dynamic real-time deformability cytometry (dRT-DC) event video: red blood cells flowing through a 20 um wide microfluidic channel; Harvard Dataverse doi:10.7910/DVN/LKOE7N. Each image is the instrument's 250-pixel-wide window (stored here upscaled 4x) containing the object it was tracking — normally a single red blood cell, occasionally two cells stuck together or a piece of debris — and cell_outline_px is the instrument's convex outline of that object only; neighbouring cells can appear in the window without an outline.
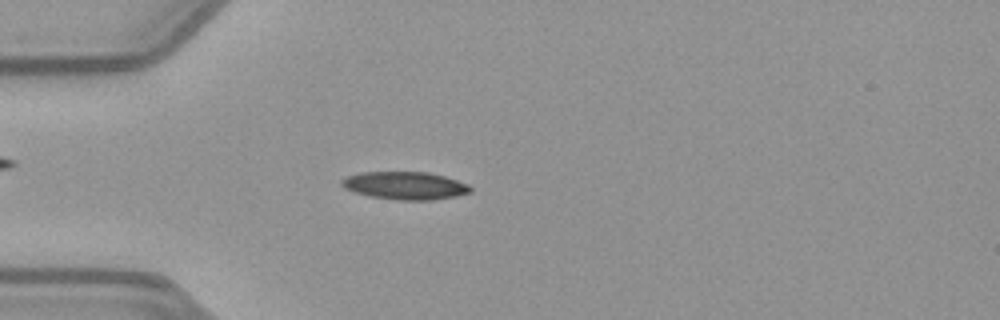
{"species": "common noctule bat (a hibernating species)", "species_latin": "Nyctalus noctula", "temperature_condition": "warm", "stored_images_in_passage": 52, "camera_frame_rate_fps": 3000, "um_per_image_px": 0.085, "animal": {"sex": "female", "body_mass_g": 21.9}, "frame": {"image": 1, "passage_image": 15, "time_ms": 4.667, "image_size_px": [1000, 320], "cell_outline_px": [[472, 192], [456, 196], [432, 200], [400, 200], [372, 196], [356, 192], [344, 188], [340, 184], [340, 180], [344, 176], [360, 172], [428, 172], [444, 176], [468, 184], [472, 188]], "centroid_in_image_um": [34.42, 15.76], "position_along_channel_um": 50.6, "area_um2": 20.87}}
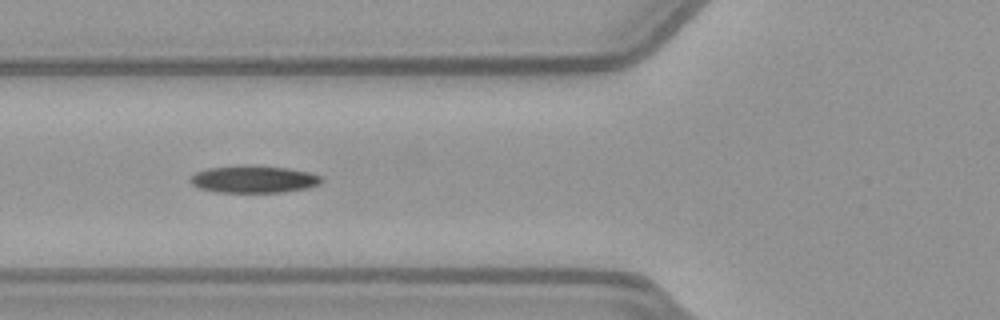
{"frame": {"image": 2, "passage_image": 20, "time_ms": 6.333, "image_size_px": [1000, 320], "cell_outline_px": [[324, 180], [320, 184], [304, 188], [284, 192], [216, 192], [200, 188], [192, 184], [188, 180], [196, 172], [208, 168], [240, 164], [256, 164], [288, 168], [312, 172], [320, 176]], "centroid_in_image_um": [21.57, 15.21], "position_along_channel_um": 104.2, "area_um2": 21.21}}
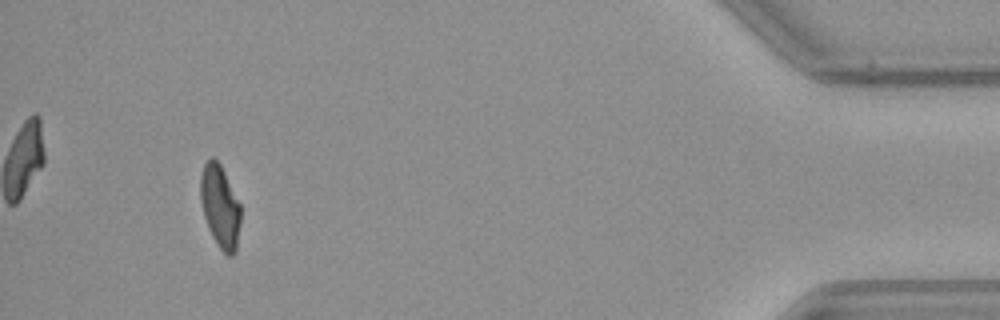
{"frame": {"image": 3, "passage_image": 49, "time_ms": 16.0, "image_size_px": [1000, 320], "cell_outline_px": [[240, 224], [236, 252], [232, 256], [228, 256], [216, 244], [208, 228], [204, 216], [200, 200], [200, 176], [204, 164], [212, 156], [220, 164], [240, 204]], "centroid_in_image_um": [18.7, 17.57], "position_along_channel_um": 416.5, "area_um2": 19.36}, "authors_computed_cell_mechanics": {"area_um2": 20.1722, "velocity_mm_per_s": 3.9565, "shape_relaxation_time_tau1_ms": 8.2154, "shape_relaxation_time_tau2_ms": 9.5936, "deformation_change_tau1": 0.1977, "deformation_change_tau2": 0.193}}